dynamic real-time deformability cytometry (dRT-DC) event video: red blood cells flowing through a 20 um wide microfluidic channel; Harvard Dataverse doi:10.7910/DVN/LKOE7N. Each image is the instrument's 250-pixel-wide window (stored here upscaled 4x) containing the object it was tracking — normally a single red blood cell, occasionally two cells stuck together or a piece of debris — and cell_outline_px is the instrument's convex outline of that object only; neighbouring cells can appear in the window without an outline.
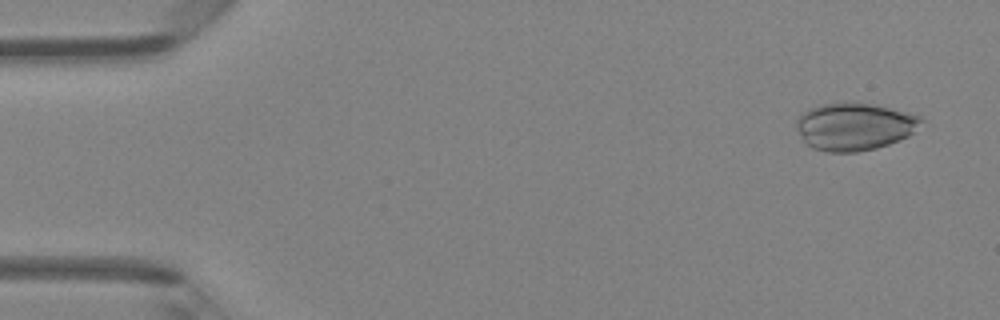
{"species": "Egyptian fruit bat (a non-hibernating species)", "species_latin": "Rousettus aegyptiacus", "temperature_condition": "room temperature", "stored_images_in_passage": 4, "camera_frame_rate_fps": 3000, "um_per_image_px": 0.085, "animal": {"sex": "female"}, "frame": {"image": 1, "passage_image": 1, "time_ms": 0.0, "image_size_px": [1000, 320], "cell_outline_px": [[924, 120], [908, 136], [900, 140], [876, 148], [856, 152], [828, 152], [812, 148], [804, 140], [796, 128], [796, 120], [804, 112], [820, 104], [872, 104], [920, 116]], "centroid_in_image_um": [72.62, 10.78], "position_along_channel_um": 12.4, "area_um2": 33.76}}